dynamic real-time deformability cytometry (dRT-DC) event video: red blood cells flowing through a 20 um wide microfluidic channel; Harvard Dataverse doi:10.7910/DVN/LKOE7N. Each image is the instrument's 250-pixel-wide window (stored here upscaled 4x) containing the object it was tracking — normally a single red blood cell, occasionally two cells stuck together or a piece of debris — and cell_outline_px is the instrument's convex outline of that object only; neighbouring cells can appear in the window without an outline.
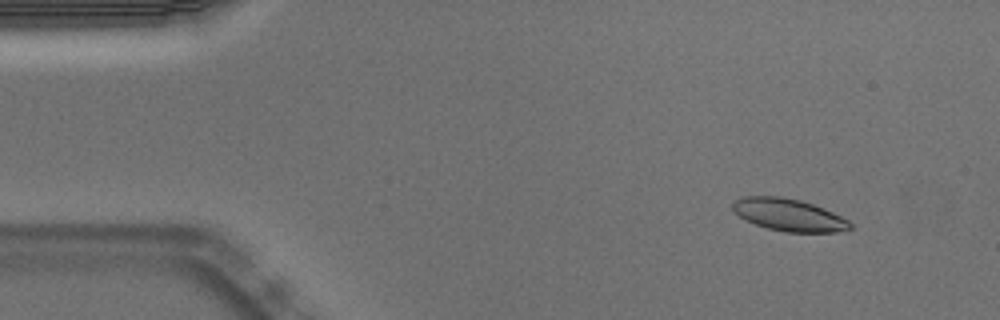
{"species": "Egyptian fruit bat (a non-hibernating species)", "species_latin": "Rousettus aegyptiacus", "temperature_condition": "warm", "stored_images_in_passage": 54, "camera_frame_rate_fps": 3000, "um_per_image_px": 0.085, "animal": {"sex": "male"}, "frame": {"image": 1, "passage_image": 6, "time_ms": 1.667, "image_size_px": [1000, 320], "cell_outline_px": [[852, 228], [836, 232], [784, 232], [768, 228], [756, 224], [740, 216], [732, 208], [732, 204], [740, 196], [780, 196], [800, 200], [824, 208], [848, 220], [852, 224]], "centroid_in_image_um": [67.06, 18.26], "position_along_channel_um": 17.9, "area_um2": 21.91}}
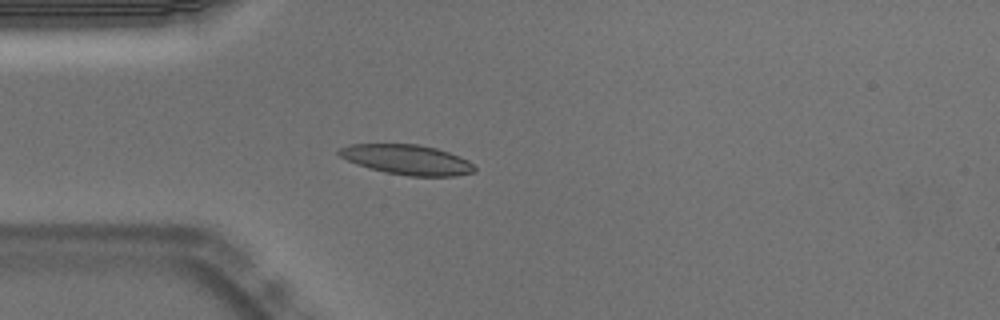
{"frame": {"image": 2, "passage_image": 15, "time_ms": 4.667, "image_size_px": [1000, 320], "cell_outline_px": [[476, 168], [472, 172], [456, 176], [408, 176], [384, 172], [368, 168], [356, 164], [340, 156], [336, 152], [340, 148], [352, 144], [416, 144], [436, 148], [460, 156], [468, 160]], "centroid_in_image_um": [34.59, 13.57], "position_along_channel_um": 50.4, "area_um2": 23.58}}
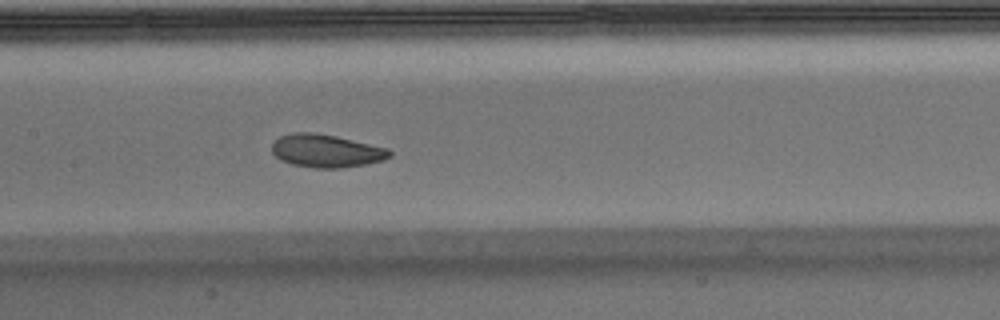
{"frame": {"image": 3, "passage_image": 26, "time_ms": 8.333, "image_size_px": [1000, 320], "cell_outline_px": [[392, 156], [384, 160], [364, 164], [340, 168], [312, 168], [292, 164], [280, 160], [272, 152], [272, 144], [280, 136], [292, 132], [312, 132], [336, 136], [388, 148], [392, 152]], "centroid_in_image_um": [27.73, 12.82], "position_along_channel_um": 179.7, "area_um2": 22.66}, "authors_computed_cell_mechanics": {"area_um2": 22.7154, "velocity_mm_per_s": 3.7069, "shape_relaxation_time_tau1_ms": 2.573, "shape_relaxation_time_tau2_ms": 3.1435, "deformation_change_tau1": 0.1049, "deformation_change_tau2": 0.0943}}